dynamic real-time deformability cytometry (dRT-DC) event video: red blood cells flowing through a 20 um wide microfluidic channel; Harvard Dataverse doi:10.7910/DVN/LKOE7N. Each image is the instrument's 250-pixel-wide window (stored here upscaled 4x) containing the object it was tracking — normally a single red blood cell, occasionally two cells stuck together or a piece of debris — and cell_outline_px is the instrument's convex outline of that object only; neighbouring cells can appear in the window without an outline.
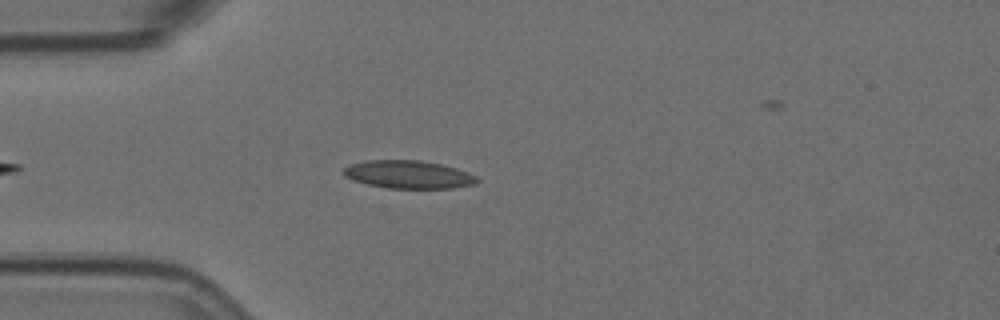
{"species": "Egyptian fruit bat (a non-hibernating species)", "species_latin": "Rousettus aegyptiacus", "temperature_condition": "room temperature", "stored_images_in_passage": 35, "camera_frame_rate_fps": 3000, "um_per_image_px": 0.085, "animal": {"sex": "female"}, "frame": {"image": 1, "passage_image": 5, "time_ms": 1.333, "image_size_px": [1000, 320], "cell_outline_px": [[480, 180], [476, 184], [452, 188], [388, 188], [368, 184], [344, 176], [340, 172], [348, 164], [364, 160], [420, 160], [440, 164], [456, 168], [468, 172], [476, 176]], "centroid_in_image_um": [34.7, 14.82], "position_along_channel_um": 50.3, "area_um2": 21.85}}
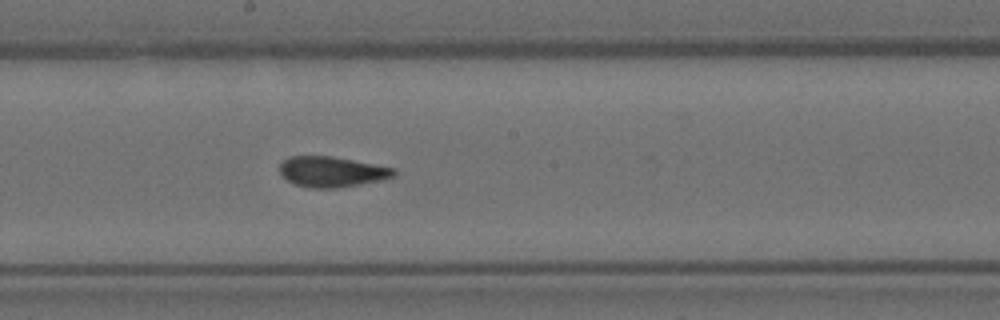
{"frame": {"image": 2, "passage_image": 20, "time_ms": 6.333, "image_size_px": [1000, 320], "cell_outline_px": [[396, 176], [380, 180], [360, 184], [336, 188], [312, 188], [296, 184], [288, 180], [280, 172], [280, 164], [288, 156], [332, 156], [396, 168]], "centroid_in_image_um": [28.23, 14.59], "position_along_channel_um": 220.0, "area_um2": 20.17}}
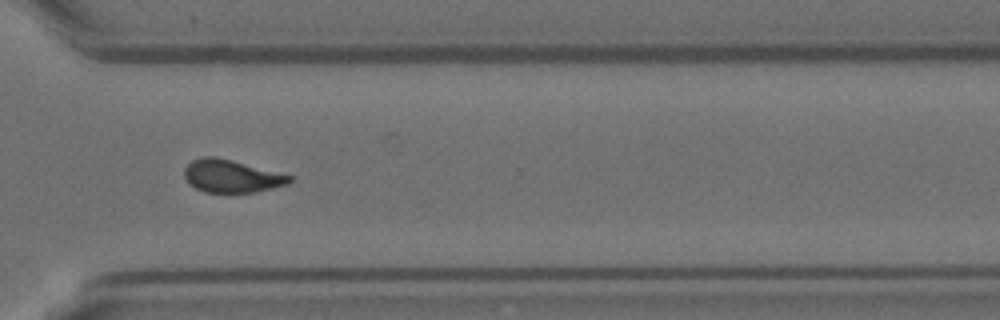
{"frame": {"image": 3, "passage_image": 31, "time_ms": 10.0, "image_size_px": [1000, 320], "cell_outline_px": [[292, 180], [288, 184], [256, 192], [204, 192], [196, 188], [184, 176], [184, 168], [192, 160], [204, 156], [212, 156], [292, 176]], "centroid_in_image_um": [19.66, 14.98], "position_along_channel_um": 350.9, "area_um2": 19.48}, "authors_computed_cell_mechanics": {"area_um2": 20.808, "velocity_mm_per_s": 3.5782, "shape_relaxation_time_tau1_ms": null, "shape_relaxation_time_tau2_ms": 2.0374, "deformation_change_tau1": null, "deformation_change_tau2": 0.0687}}